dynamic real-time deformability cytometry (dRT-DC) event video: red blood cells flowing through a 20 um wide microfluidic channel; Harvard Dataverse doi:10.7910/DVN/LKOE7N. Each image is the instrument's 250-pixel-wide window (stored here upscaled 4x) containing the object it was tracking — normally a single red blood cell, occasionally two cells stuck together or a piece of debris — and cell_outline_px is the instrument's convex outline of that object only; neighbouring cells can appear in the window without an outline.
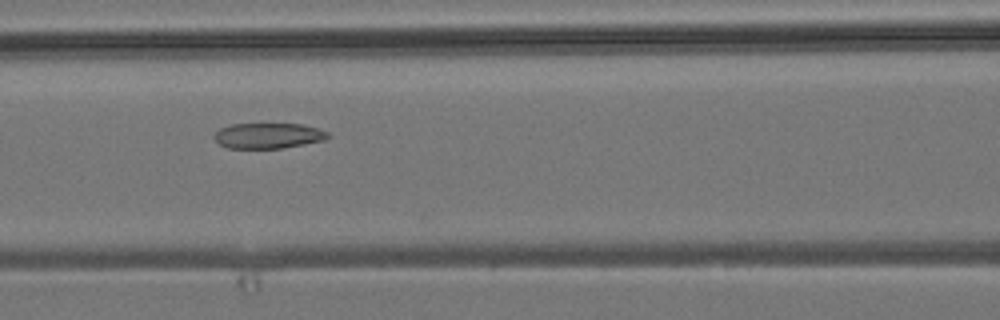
{"species": "common noctule bat (a hibernating species)", "species_latin": "Nyctalus noctula", "temperature_condition": "room temperature", "stored_images_in_passage": 5, "camera_frame_rate_fps": 3000, "um_per_image_px": 0.085, "animal": {"sex": "male", "body_mass_g": 19.2, "forearm_length_mm": 51.8}, "frame": {"image": 1, "passage_image": 3, "time_ms": 2.0, "image_size_px": [1000, 320], "cell_outline_px": [[332, 136], [324, 140], [304, 144], [280, 148], [228, 148], [220, 144], [212, 136], [220, 128], [232, 124], [304, 124], [328, 132]], "centroid_in_image_um": [22.81, 11.53], "position_along_channel_um": 143.8, "area_um2": 16.82}}
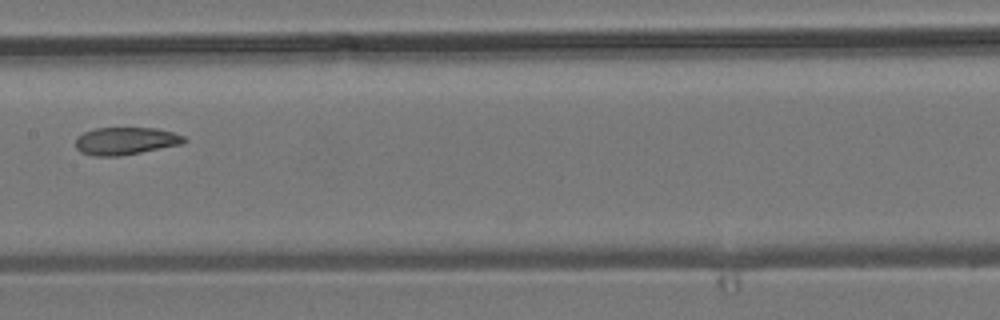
{"frame": {"image": 2, "passage_image": 4, "time_ms": 3.333, "image_size_px": [1000, 320], "cell_outline_px": [[188, 140], [184, 144], [120, 156], [92, 156], [80, 152], [76, 148], [76, 136], [84, 132], [96, 128], [156, 128], [172, 132], [184, 136]], "centroid_in_image_um": [10.68, 11.99], "position_along_channel_um": 196.7, "area_um2": 17.57}}
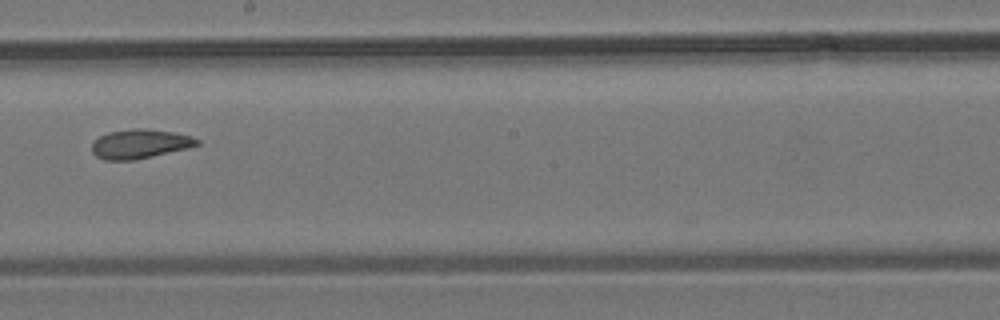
{"frame": {"image": 3, "passage_image": 5, "time_ms": 4.333, "image_size_px": [1000, 320], "cell_outline_px": [[200, 144], [188, 148], [152, 156], [132, 160], [104, 160], [96, 156], [92, 152], [92, 144], [100, 136], [108, 132], [132, 128], [144, 128], [172, 132], [192, 136], [200, 140]], "centroid_in_image_um": [11.9, 12.22], "position_along_channel_um": 236.3, "area_um2": 17.86}}